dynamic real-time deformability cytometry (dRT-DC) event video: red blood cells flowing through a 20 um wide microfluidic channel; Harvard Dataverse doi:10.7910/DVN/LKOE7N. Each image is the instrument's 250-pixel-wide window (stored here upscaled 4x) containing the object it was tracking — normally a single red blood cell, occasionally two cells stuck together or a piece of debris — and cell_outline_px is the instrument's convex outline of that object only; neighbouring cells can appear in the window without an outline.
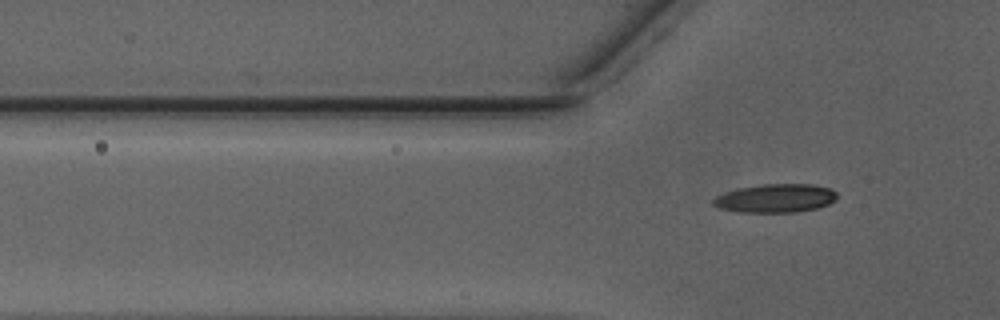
{"species": "Egyptian fruit bat (a non-hibernating species)", "species_latin": "Rousettus aegyptiacus", "temperature_condition": "warm", "stored_images_in_passage": 15, "segment_of_instrument_passage": [2, 2], "camera_frame_rate_fps": 3000, "um_per_image_px": 0.085, "animal": {"sex": "male"}, "frame": {"image": 1, "passage_image": 15, "time_ms": 4.667, "image_size_px": [1000, 320], "cell_outline_px": [[836, 200], [828, 204], [816, 208], [796, 212], [740, 212], [720, 208], [712, 204], [712, 200], [716, 196], [724, 192], [736, 188], [764, 184], [812, 184], [832, 188], [836, 192]], "centroid_in_image_um": [65.91, 16.84], "position_along_channel_um": 59.9, "area_um2": 20.69}}